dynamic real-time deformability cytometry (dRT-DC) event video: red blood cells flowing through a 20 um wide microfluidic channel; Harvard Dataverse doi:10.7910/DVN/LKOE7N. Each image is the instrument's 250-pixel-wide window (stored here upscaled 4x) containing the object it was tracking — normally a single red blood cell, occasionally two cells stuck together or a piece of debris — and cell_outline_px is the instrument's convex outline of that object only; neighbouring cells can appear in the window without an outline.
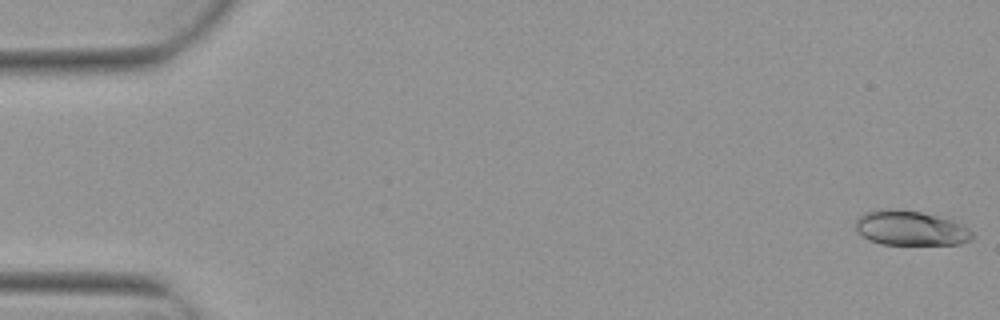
{"species": "Egyptian fruit bat (a non-hibernating species)", "species_latin": "Rousettus aegyptiacus", "temperature_condition": "warm", "stored_images_in_passage": 6, "camera_frame_rate_fps": 3000, "um_per_image_px": 0.085, "animal": {"sex": "female"}, "frame": {"image": 1, "passage_image": 1, "time_ms": 0.0, "image_size_px": [1000, 320], "cell_outline_px": [[976, 236], [960, 244], [880, 244], [868, 240], [856, 232], [856, 220], [864, 212], [888, 208], [896, 208], [920, 212], [952, 220], [968, 228]], "centroid_in_image_um": [77.36, 19.39], "position_along_channel_um": 7.6, "area_um2": 23.64}}